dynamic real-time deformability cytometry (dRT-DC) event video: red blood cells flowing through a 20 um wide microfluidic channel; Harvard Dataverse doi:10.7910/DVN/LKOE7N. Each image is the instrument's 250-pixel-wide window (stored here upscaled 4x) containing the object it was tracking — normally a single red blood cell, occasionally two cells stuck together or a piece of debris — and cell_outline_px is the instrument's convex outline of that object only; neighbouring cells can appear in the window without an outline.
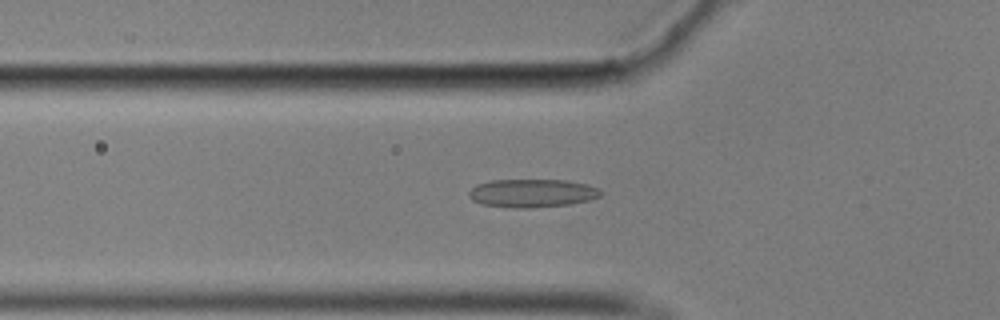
{"species": "common noctule bat (a hibernating species)", "species_latin": "Nyctalus noctula", "temperature_condition": "cold", "stored_images_in_passage": 32, "camera_frame_rate_fps": 3000, "um_per_image_px": 0.085, "animal": {"sex": "male", "body_mass_g": 17.9}, "frame": {"image": 1, "passage_image": 12, "time_ms": 3.667, "image_size_px": [1000, 320], "cell_outline_px": [[604, 192], [600, 196], [588, 200], [568, 204], [528, 208], [512, 208], [480, 204], [472, 200], [468, 196], [468, 192], [476, 184], [488, 180], [568, 180], [588, 184], [600, 188]], "centroid_in_image_um": [45.22, 16.41], "position_along_channel_um": 80.6, "area_um2": 21.96}}
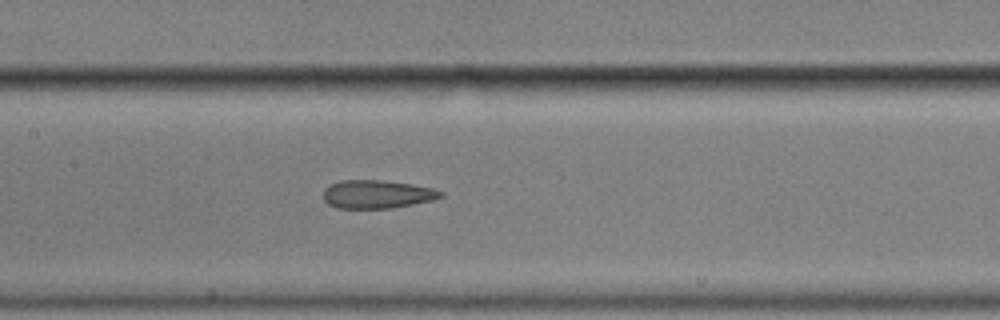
{"frame": {"image": 2, "passage_image": 20, "time_ms": 6.333, "image_size_px": [1000, 320], "cell_outline_px": [[444, 196], [432, 200], [392, 208], [336, 208], [328, 204], [324, 200], [324, 188], [340, 180], [380, 180], [412, 184], [432, 188], [444, 192]], "centroid_in_image_um": [32.05, 16.51], "position_along_channel_um": 175.4, "area_um2": 19.31}}
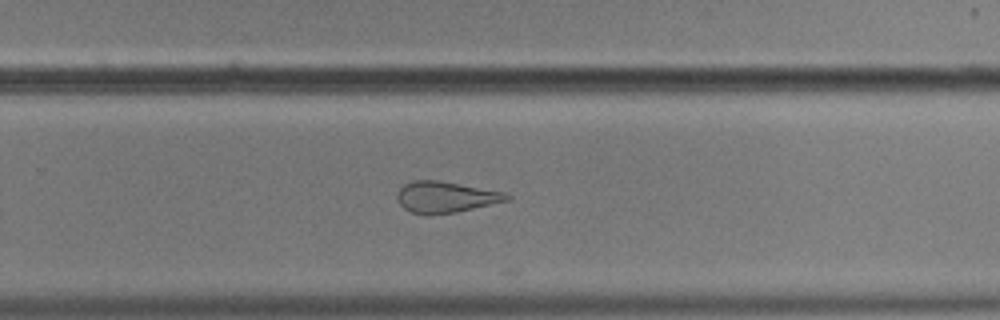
{"frame": {"image": 3, "passage_image": 30, "time_ms": 9.667, "image_size_px": [1000, 320], "cell_outline_px": [[512, 200], [456, 212], [412, 212], [404, 208], [400, 204], [396, 196], [400, 188], [404, 184], [412, 180], [440, 180], [504, 192], [512, 196]], "centroid_in_image_um": [37.93, 16.71], "position_along_channel_um": 291.9, "area_um2": 19.54}}